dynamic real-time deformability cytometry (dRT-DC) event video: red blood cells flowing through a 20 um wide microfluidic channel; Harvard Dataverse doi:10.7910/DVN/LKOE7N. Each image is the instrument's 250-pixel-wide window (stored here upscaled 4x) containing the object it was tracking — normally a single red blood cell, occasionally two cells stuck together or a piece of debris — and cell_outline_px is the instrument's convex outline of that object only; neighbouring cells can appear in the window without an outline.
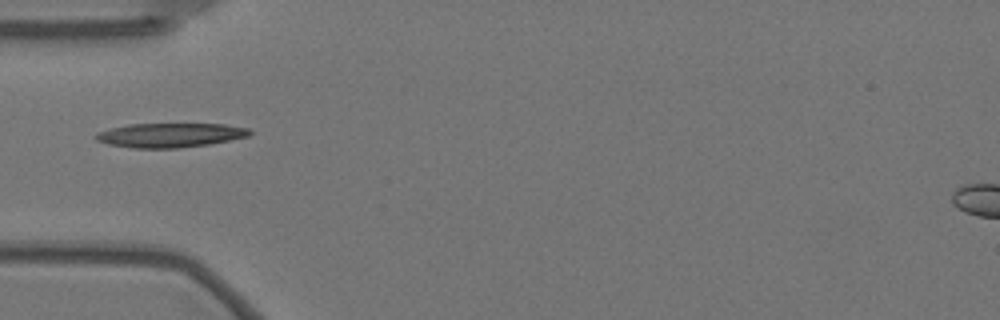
{"species": "Egyptian fruit bat (a non-hibernating species)", "species_latin": "Rousettus aegyptiacus", "temperature_condition": "warm", "stored_images_in_passage": 30, "camera_frame_rate_fps": 3000, "um_per_image_px": 0.085, "animal": {"sex": "female"}, "frame": {"image": 1, "passage_image": 1, "time_ms": 0.0, "image_size_px": [1000, 320], "cell_outline_px": [[252, 132], [248, 136], [208, 144], [176, 148], [132, 148], [108, 144], [96, 140], [92, 136], [96, 132], [128, 124], [224, 124], [248, 128]], "centroid_in_image_um": [14.4, 11.49], "position_along_channel_um": 70.6, "area_um2": 21.68}}
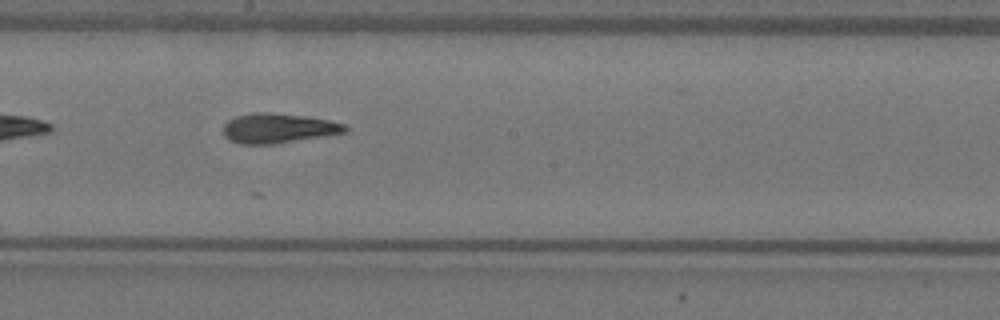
{"frame": {"image": 2, "passage_image": 14, "time_ms": 4.333, "image_size_px": [1000, 320], "cell_outline_px": [[348, 132], [272, 144], [240, 144], [228, 140], [224, 136], [224, 124], [228, 120], [236, 116], [256, 112], [272, 112], [308, 116], [328, 120], [344, 124], [348, 128]], "centroid_in_image_um": [23.63, 10.89], "position_along_channel_um": 224.6, "area_um2": 21.15}}
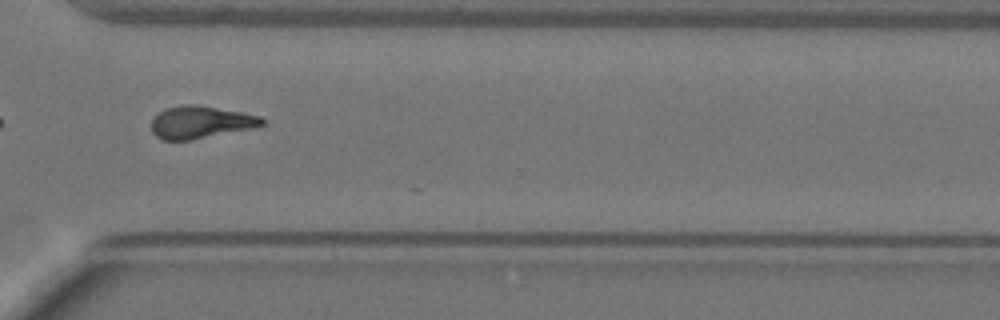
{"frame": {"image": 3, "passage_image": 25, "time_ms": 8.0, "image_size_px": [1000, 320], "cell_outline_px": [[264, 124], [256, 128], [192, 140], [164, 140], [156, 136], [152, 132], [152, 120], [164, 108], [180, 104], [196, 104], [244, 112], [260, 116], [264, 120]], "centroid_in_image_um": [17.08, 10.38], "position_along_channel_um": 353.5, "area_um2": 21.21}, "authors_computed_cell_mechanics": {"area_um2": 21.0103, "velocity_mm_per_s": 3.5291, "shape_relaxation_time_tau1_ms": 6.9833, "shape_relaxation_time_tau2_ms": 2.7105, "deformation_change_tau1": 0.2493, "deformation_change_tau2": 0.1122}}